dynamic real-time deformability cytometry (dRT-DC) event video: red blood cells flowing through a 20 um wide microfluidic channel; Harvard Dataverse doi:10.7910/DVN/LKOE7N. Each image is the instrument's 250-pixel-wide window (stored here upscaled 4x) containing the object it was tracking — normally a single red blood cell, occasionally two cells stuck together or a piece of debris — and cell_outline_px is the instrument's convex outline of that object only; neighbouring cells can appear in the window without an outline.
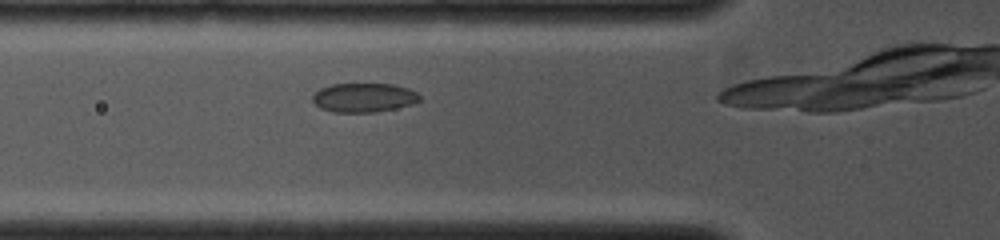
{"species": "common noctule bat (a hibernating species)", "species_latin": "Nyctalus noctula", "temperature_condition": "cold", "stored_images_in_passage": 28, "camera_frame_rate_fps": 4000, "um_per_image_px": 0.085, "animal": {"sex": "female", "body_mass_g": 19.0, "forearm_length_mm": 53.3}, "frame": {"image": 1, "passage_image": 5, "time_ms": 1.0, "image_size_px": [1000, 240], "cell_outline_px": [[420, 100], [412, 104], [396, 108], [376, 112], [332, 112], [320, 108], [312, 100], [312, 96], [320, 88], [332, 84], [396, 84], [408, 88], [416, 92], [420, 96]], "centroid_in_image_um": [30.93, 8.29], "position_along_channel_um": 94.9, "area_um2": 18.21}}
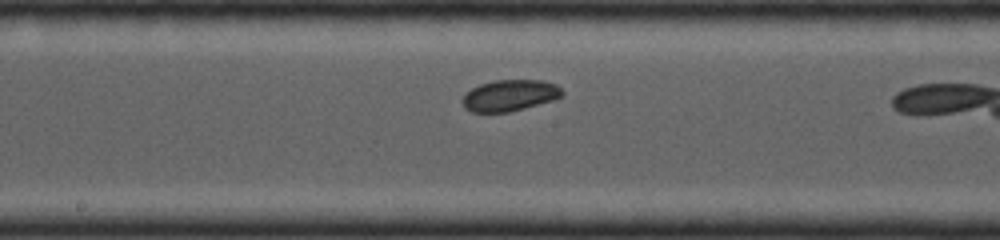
{"frame": {"image": 2, "passage_image": 12, "time_ms": 3.0, "image_size_px": [1000, 240], "cell_outline_px": [[564, 96], [552, 100], [524, 108], [508, 112], [472, 112], [464, 108], [460, 100], [472, 88], [480, 84], [496, 80], [544, 80], [556, 84], [564, 92]], "centroid_in_image_um": [43.33, 8.11], "position_along_channel_um": 204.9, "area_um2": 18.21}}
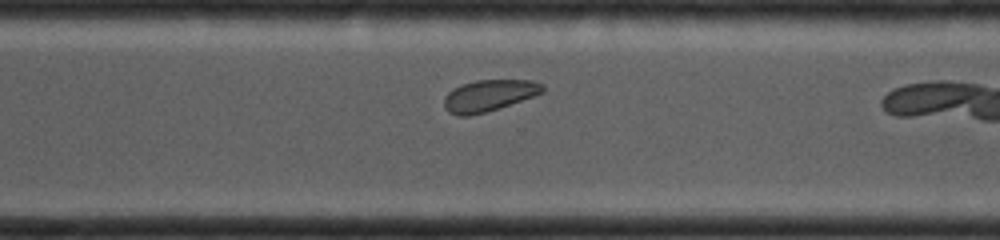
{"frame": {"image": 3, "passage_image": 21, "time_ms": 5.25, "image_size_px": [1000, 240], "cell_outline_px": [[544, 92], [484, 112], [468, 116], [456, 116], [448, 112], [444, 108], [444, 96], [448, 92], [464, 84], [476, 80], [532, 80], [544, 84]], "centroid_in_image_um": [41.53, 8.11], "position_along_channel_um": 329.1, "area_um2": 17.74}}